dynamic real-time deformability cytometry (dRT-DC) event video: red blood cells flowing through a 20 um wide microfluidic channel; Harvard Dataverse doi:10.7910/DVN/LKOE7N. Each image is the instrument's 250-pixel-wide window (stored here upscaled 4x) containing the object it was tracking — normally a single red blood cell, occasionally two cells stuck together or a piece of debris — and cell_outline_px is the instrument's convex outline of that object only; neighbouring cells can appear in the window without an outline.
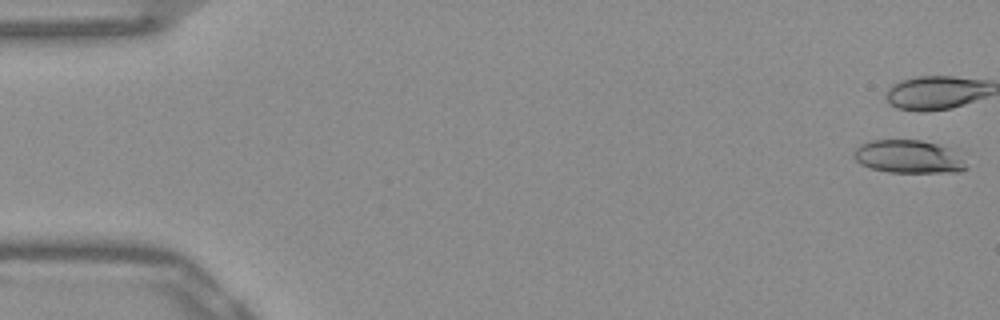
{"species": "Egyptian fruit bat (a non-hibernating species)", "species_latin": "Rousettus aegyptiacus", "temperature_condition": "warm", "stored_images_in_passage": 14, "camera_frame_rate_fps": 3000, "um_per_image_px": 0.085, "frame": {"image": 1, "passage_image": 1, "time_ms": 0.0, "image_size_px": [1000, 320], "cell_outline_px": [[968, 168], [960, 172], [888, 172], [872, 168], [860, 164], [852, 156], [852, 152], [860, 144], [872, 140], [920, 140], [968, 152]], "centroid_in_image_um": [77.38, 13.31], "position_along_channel_um": 7.6, "area_um2": 22.54}}